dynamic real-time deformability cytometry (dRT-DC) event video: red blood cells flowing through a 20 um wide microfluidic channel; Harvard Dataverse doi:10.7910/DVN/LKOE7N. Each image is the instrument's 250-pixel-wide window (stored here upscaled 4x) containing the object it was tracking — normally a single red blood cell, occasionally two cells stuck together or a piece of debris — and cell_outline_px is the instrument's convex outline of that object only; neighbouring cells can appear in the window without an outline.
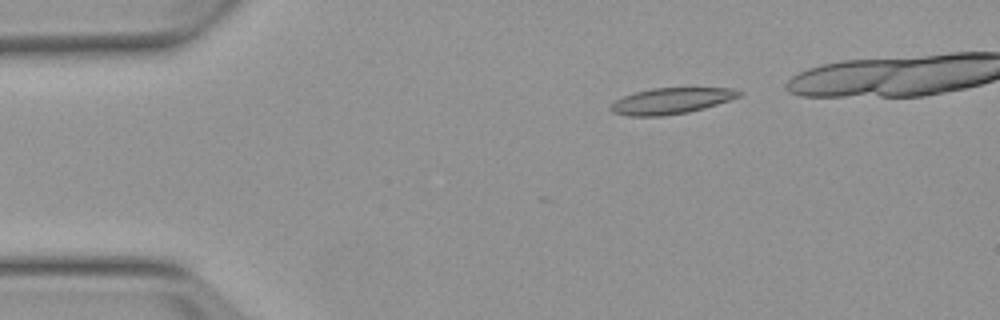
{"species": "Egyptian fruit bat (a non-hibernating species)", "species_latin": "Rousettus aegyptiacus", "temperature_condition": "warm", "stored_images_in_passage": 8, "camera_frame_rate_fps": 3000, "um_per_image_px": 0.085, "animal": {"sex": "female"}, "frame": {"image": 1, "passage_image": 1, "time_ms": 0.0, "image_size_px": [1000, 320], "cell_outline_px": [[744, 92], [740, 96], [704, 108], [688, 112], [664, 116], [628, 116], [612, 112], [608, 108], [616, 100], [624, 96], [636, 92], [652, 88], [732, 88]], "centroid_in_image_um": [57.04, 8.58], "position_along_channel_um": 28.0, "area_um2": 19.36}}
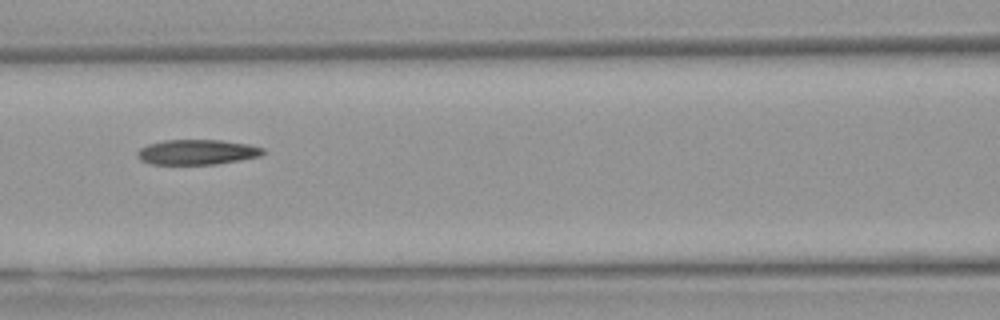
{"frame": {"image": 2, "passage_image": 5, "time_ms": 4.667, "image_size_px": [1000, 320], "cell_outline_px": [[264, 152], [260, 156], [240, 160], [216, 164], [148, 164], [140, 160], [136, 156], [136, 152], [140, 148], [148, 144], [164, 140], [220, 140], [248, 144], [264, 148]], "centroid_in_image_um": [16.71, 12.93], "position_along_channel_um": 149.9, "area_um2": 18.44}}
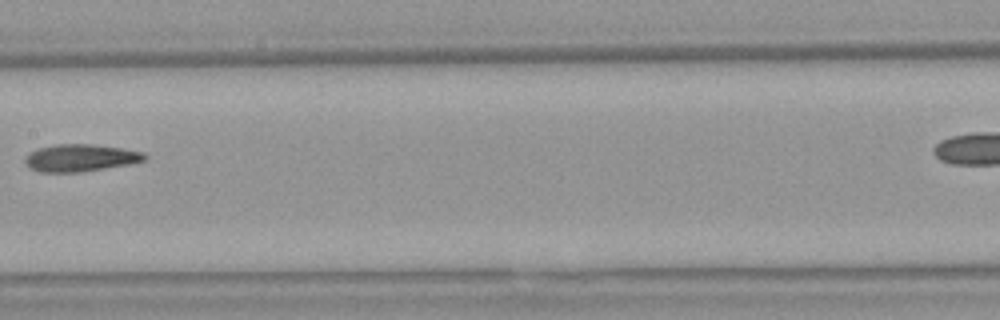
{"frame": {"image": 3, "passage_image": 6, "time_ms": 6.0, "image_size_px": [1000, 320], "cell_outline_px": [[148, 160], [132, 164], [80, 172], [40, 172], [28, 168], [24, 164], [24, 160], [28, 152], [40, 148], [56, 144], [92, 144], [120, 148], [144, 152], [148, 156]], "centroid_in_image_um": [6.85, 13.43], "position_along_channel_um": 200.6, "area_um2": 19.25}}